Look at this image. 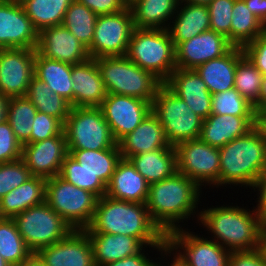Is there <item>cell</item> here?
<instances>
[{
    "label": "cell",
    "instance_id": "7402d4cb",
    "mask_svg": "<svg viewBox=\"0 0 266 266\" xmlns=\"http://www.w3.org/2000/svg\"><path fill=\"white\" fill-rule=\"evenodd\" d=\"M73 107H100L108 94L94 58L72 65Z\"/></svg>",
    "mask_w": 266,
    "mask_h": 266
},
{
    "label": "cell",
    "instance_id": "52a82bcc",
    "mask_svg": "<svg viewBox=\"0 0 266 266\" xmlns=\"http://www.w3.org/2000/svg\"><path fill=\"white\" fill-rule=\"evenodd\" d=\"M151 112L159 119L170 146L199 139L203 119L194 113L164 83L151 103Z\"/></svg>",
    "mask_w": 266,
    "mask_h": 266
},
{
    "label": "cell",
    "instance_id": "6f0895ef",
    "mask_svg": "<svg viewBox=\"0 0 266 266\" xmlns=\"http://www.w3.org/2000/svg\"><path fill=\"white\" fill-rule=\"evenodd\" d=\"M16 266H45V264L36 253H32L26 260Z\"/></svg>",
    "mask_w": 266,
    "mask_h": 266
},
{
    "label": "cell",
    "instance_id": "d4e9b609",
    "mask_svg": "<svg viewBox=\"0 0 266 266\" xmlns=\"http://www.w3.org/2000/svg\"><path fill=\"white\" fill-rule=\"evenodd\" d=\"M210 29L207 5L180 1L167 31L175 47Z\"/></svg>",
    "mask_w": 266,
    "mask_h": 266
},
{
    "label": "cell",
    "instance_id": "1f68e13d",
    "mask_svg": "<svg viewBox=\"0 0 266 266\" xmlns=\"http://www.w3.org/2000/svg\"><path fill=\"white\" fill-rule=\"evenodd\" d=\"M34 74L73 107L72 64L45 58L36 51Z\"/></svg>",
    "mask_w": 266,
    "mask_h": 266
},
{
    "label": "cell",
    "instance_id": "30bf717a",
    "mask_svg": "<svg viewBox=\"0 0 266 266\" xmlns=\"http://www.w3.org/2000/svg\"><path fill=\"white\" fill-rule=\"evenodd\" d=\"M12 219L32 253L59 242L73 230L46 202L30 207Z\"/></svg>",
    "mask_w": 266,
    "mask_h": 266
},
{
    "label": "cell",
    "instance_id": "e0dca14e",
    "mask_svg": "<svg viewBox=\"0 0 266 266\" xmlns=\"http://www.w3.org/2000/svg\"><path fill=\"white\" fill-rule=\"evenodd\" d=\"M45 266H96L85 230H72L65 238L36 253Z\"/></svg>",
    "mask_w": 266,
    "mask_h": 266
},
{
    "label": "cell",
    "instance_id": "f5cc1de1",
    "mask_svg": "<svg viewBox=\"0 0 266 266\" xmlns=\"http://www.w3.org/2000/svg\"><path fill=\"white\" fill-rule=\"evenodd\" d=\"M157 266H190L178 253L165 243L158 252ZM161 257V258H160ZM166 259V260H165ZM171 261H169V260ZM160 260V261H159ZM168 260V262H166ZM159 261V262H158ZM162 261V262H161ZM171 262V263H170ZM165 263V265H164ZM167 264V265H166Z\"/></svg>",
    "mask_w": 266,
    "mask_h": 266
},
{
    "label": "cell",
    "instance_id": "ba28073f",
    "mask_svg": "<svg viewBox=\"0 0 266 266\" xmlns=\"http://www.w3.org/2000/svg\"><path fill=\"white\" fill-rule=\"evenodd\" d=\"M98 197L67 182L59 175L46 179L45 202L73 230H84L91 223Z\"/></svg>",
    "mask_w": 266,
    "mask_h": 266
},
{
    "label": "cell",
    "instance_id": "681fc988",
    "mask_svg": "<svg viewBox=\"0 0 266 266\" xmlns=\"http://www.w3.org/2000/svg\"><path fill=\"white\" fill-rule=\"evenodd\" d=\"M84 4L97 15L115 14L125 9L128 4L124 0H76Z\"/></svg>",
    "mask_w": 266,
    "mask_h": 266
},
{
    "label": "cell",
    "instance_id": "7c38bea8",
    "mask_svg": "<svg viewBox=\"0 0 266 266\" xmlns=\"http://www.w3.org/2000/svg\"><path fill=\"white\" fill-rule=\"evenodd\" d=\"M134 28L129 6L115 14L98 15L93 41L87 49L89 57L126 55Z\"/></svg>",
    "mask_w": 266,
    "mask_h": 266
},
{
    "label": "cell",
    "instance_id": "d6a6232c",
    "mask_svg": "<svg viewBox=\"0 0 266 266\" xmlns=\"http://www.w3.org/2000/svg\"><path fill=\"white\" fill-rule=\"evenodd\" d=\"M68 152L88 173L98 176L106 186L122 158L118 144L109 149L68 150Z\"/></svg>",
    "mask_w": 266,
    "mask_h": 266
},
{
    "label": "cell",
    "instance_id": "603a6c76",
    "mask_svg": "<svg viewBox=\"0 0 266 266\" xmlns=\"http://www.w3.org/2000/svg\"><path fill=\"white\" fill-rule=\"evenodd\" d=\"M118 145L123 159L170 146L164 127L152 112L131 133L123 137Z\"/></svg>",
    "mask_w": 266,
    "mask_h": 266
},
{
    "label": "cell",
    "instance_id": "bcb514c9",
    "mask_svg": "<svg viewBox=\"0 0 266 266\" xmlns=\"http://www.w3.org/2000/svg\"><path fill=\"white\" fill-rule=\"evenodd\" d=\"M22 144L16 139L9 122L0 124V163L21 159Z\"/></svg>",
    "mask_w": 266,
    "mask_h": 266
},
{
    "label": "cell",
    "instance_id": "7a4b0ae2",
    "mask_svg": "<svg viewBox=\"0 0 266 266\" xmlns=\"http://www.w3.org/2000/svg\"><path fill=\"white\" fill-rule=\"evenodd\" d=\"M87 234L125 235L139 239L146 247H162L167 236L152 221L146 203L98 198Z\"/></svg>",
    "mask_w": 266,
    "mask_h": 266
},
{
    "label": "cell",
    "instance_id": "4dcf8cb0",
    "mask_svg": "<svg viewBox=\"0 0 266 266\" xmlns=\"http://www.w3.org/2000/svg\"><path fill=\"white\" fill-rule=\"evenodd\" d=\"M128 160L149 184L167 179L177 172L173 146L130 156Z\"/></svg>",
    "mask_w": 266,
    "mask_h": 266
},
{
    "label": "cell",
    "instance_id": "5b68a950",
    "mask_svg": "<svg viewBox=\"0 0 266 266\" xmlns=\"http://www.w3.org/2000/svg\"><path fill=\"white\" fill-rule=\"evenodd\" d=\"M95 61L108 93L137 97L152 103L163 84L126 55L100 57Z\"/></svg>",
    "mask_w": 266,
    "mask_h": 266
},
{
    "label": "cell",
    "instance_id": "9c48e42d",
    "mask_svg": "<svg viewBox=\"0 0 266 266\" xmlns=\"http://www.w3.org/2000/svg\"><path fill=\"white\" fill-rule=\"evenodd\" d=\"M63 131L68 150L109 149L118 144L100 107H72Z\"/></svg>",
    "mask_w": 266,
    "mask_h": 266
},
{
    "label": "cell",
    "instance_id": "d6986e66",
    "mask_svg": "<svg viewBox=\"0 0 266 266\" xmlns=\"http://www.w3.org/2000/svg\"><path fill=\"white\" fill-rule=\"evenodd\" d=\"M232 47L225 35L209 29L175 47L176 67L196 69L207 61L226 54Z\"/></svg>",
    "mask_w": 266,
    "mask_h": 266
},
{
    "label": "cell",
    "instance_id": "b9f144b4",
    "mask_svg": "<svg viewBox=\"0 0 266 266\" xmlns=\"http://www.w3.org/2000/svg\"><path fill=\"white\" fill-rule=\"evenodd\" d=\"M212 115L254 116V106L235 89L212 94Z\"/></svg>",
    "mask_w": 266,
    "mask_h": 266
},
{
    "label": "cell",
    "instance_id": "c3c4849f",
    "mask_svg": "<svg viewBox=\"0 0 266 266\" xmlns=\"http://www.w3.org/2000/svg\"><path fill=\"white\" fill-rule=\"evenodd\" d=\"M228 266H266L260 247L253 250L231 251Z\"/></svg>",
    "mask_w": 266,
    "mask_h": 266
},
{
    "label": "cell",
    "instance_id": "94428289",
    "mask_svg": "<svg viewBox=\"0 0 266 266\" xmlns=\"http://www.w3.org/2000/svg\"><path fill=\"white\" fill-rule=\"evenodd\" d=\"M192 4H204L208 5L212 0H180Z\"/></svg>",
    "mask_w": 266,
    "mask_h": 266
},
{
    "label": "cell",
    "instance_id": "2e32d148",
    "mask_svg": "<svg viewBox=\"0 0 266 266\" xmlns=\"http://www.w3.org/2000/svg\"><path fill=\"white\" fill-rule=\"evenodd\" d=\"M69 154L64 131L36 143L22 145V157L32 176L45 179L59 175L62 163Z\"/></svg>",
    "mask_w": 266,
    "mask_h": 266
},
{
    "label": "cell",
    "instance_id": "6125c7cd",
    "mask_svg": "<svg viewBox=\"0 0 266 266\" xmlns=\"http://www.w3.org/2000/svg\"><path fill=\"white\" fill-rule=\"evenodd\" d=\"M0 266H11L4 258L0 255Z\"/></svg>",
    "mask_w": 266,
    "mask_h": 266
},
{
    "label": "cell",
    "instance_id": "680465c9",
    "mask_svg": "<svg viewBox=\"0 0 266 266\" xmlns=\"http://www.w3.org/2000/svg\"><path fill=\"white\" fill-rule=\"evenodd\" d=\"M259 110H266V75L262 78V88L259 96Z\"/></svg>",
    "mask_w": 266,
    "mask_h": 266
},
{
    "label": "cell",
    "instance_id": "ffe728a7",
    "mask_svg": "<svg viewBox=\"0 0 266 266\" xmlns=\"http://www.w3.org/2000/svg\"><path fill=\"white\" fill-rule=\"evenodd\" d=\"M36 51L45 58L72 65L90 58L87 48L62 24L42 29L38 33Z\"/></svg>",
    "mask_w": 266,
    "mask_h": 266
},
{
    "label": "cell",
    "instance_id": "8d00e7d4",
    "mask_svg": "<svg viewBox=\"0 0 266 266\" xmlns=\"http://www.w3.org/2000/svg\"><path fill=\"white\" fill-rule=\"evenodd\" d=\"M97 17L84 4L74 0L65 12L62 25L88 49L93 41Z\"/></svg>",
    "mask_w": 266,
    "mask_h": 266
},
{
    "label": "cell",
    "instance_id": "7dc6e473",
    "mask_svg": "<svg viewBox=\"0 0 266 266\" xmlns=\"http://www.w3.org/2000/svg\"><path fill=\"white\" fill-rule=\"evenodd\" d=\"M244 55L263 74L266 75V31L245 45Z\"/></svg>",
    "mask_w": 266,
    "mask_h": 266
},
{
    "label": "cell",
    "instance_id": "f907efd6",
    "mask_svg": "<svg viewBox=\"0 0 266 266\" xmlns=\"http://www.w3.org/2000/svg\"><path fill=\"white\" fill-rule=\"evenodd\" d=\"M151 248H152V251H151ZM160 248L161 247H145L141 252H139L136 255L128 256L126 258H123L122 260L114 261L104 266H157V261H156L157 258L152 257L153 258L152 259L151 256H149V254L155 251L158 254Z\"/></svg>",
    "mask_w": 266,
    "mask_h": 266
},
{
    "label": "cell",
    "instance_id": "cb8c5ba5",
    "mask_svg": "<svg viewBox=\"0 0 266 266\" xmlns=\"http://www.w3.org/2000/svg\"><path fill=\"white\" fill-rule=\"evenodd\" d=\"M254 128V116L212 115L203 120L199 139L220 148Z\"/></svg>",
    "mask_w": 266,
    "mask_h": 266
},
{
    "label": "cell",
    "instance_id": "9f6ffc18",
    "mask_svg": "<svg viewBox=\"0 0 266 266\" xmlns=\"http://www.w3.org/2000/svg\"><path fill=\"white\" fill-rule=\"evenodd\" d=\"M10 98L0 93V124L7 120V111Z\"/></svg>",
    "mask_w": 266,
    "mask_h": 266
},
{
    "label": "cell",
    "instance_id": "74e56055",
    "mask_svg": "<svg viewBox=\"0 0 266 266\" xmlns=\"http://www.w3.org/2000/svg\"><path fill=\"white\" fill-rule=\"evenodd\" d=\"M36 113V107L26 96L10 98L7 121L16 139L22 145L31 143V132Z\"/></svg>",
    "mask_w": 266,
    "mask_h": 266
},
{
    "label": "cell",
    "instance_id": "ee69618b",
    "mask_svg": "<svg viewBox=\"0 0 266 266\" xmlns=\"http://www.w3.org/2000/svg\"><path fill=\"white\" fill-rule=\"evenodd\" d=\"M235 0H212L208 5L210 29L223 34L231 43L232 10Z\"/></svg>",
    "mask_w": 266,
    "mask_h": 266
},
{
    "label": "cell",
    "instance_id": "ac0fdd59",
    "mask_svg": "<svg viewBox=\"0 0 266 266\" xmlns=\"http://www.w3.org/2000/svg\"><path fill=\"white\" fill-rule=\"evenodd\" d=\"M38 33L22 4L0 0V49H36Z\"/></svg>",
    "mask_w": 266,
    "mask_h": 266
},
{
    "label": "cell",
    "instance_id": "9a60e30c",
    "mask_svg": "<svg viewBox=\"0 0 266 266\" xmlns=\"http://www.w3.org/2000/svg\"><path fill=\"white\" fill-rule=\"evenodd\" d=\"M100 108L118 143L151 112V103L137 97L108 93Z\"/></svg>",
    "mask_w": 266,
    "mask_h": 266
},
{
    "label": "cell",
    "instance_id": "91938a15",
    "mask_svg": "<svg viewBox=\"0 0 266 266\" xmlns=\"http://www.w3.org/2000/svg\"><path fill=\"white\" fill-rule=\"evenodd\" d=\"M260 249L266 258V222H263L261 228Z\"/></svg>",
    "mask_w": 266,
    "mask_h": 266
},
{
    "label": "cell",
    "instance_id": "7bdbcfd3",
    "mask_svg": "<svg viewBox=\"0 0 266 266\" xmlns=\"http://www.w3.org/2000/svg\"><path fill=\"white\" fill-rule=\"evenodd\" d=\"M32 177L22 159L0 163V199Z\"/></svg>",
    "mask_w": 266,
    "mask_h": 266
},
{
    "label": "cell",
    "instance_id": "f1b7e54d",
    "mask_svg": "<svg viewBox=\"0 0 266 266\" xmlns=\"http://www.w3.org/2000/svg\"><path fill=\"white\" fill-rule=\"evenodd\" d=\"M46 179L32 176L0 199V218H13L45 202Z\"/></svg>",
    "mask_w": 266,
    "mask_h": 266
},
{
    "label": "cell",
    "instance_id": "be15d7a7",
    "mask_svg": "<svg viewBox=\"0 0 266 266\" xmlns=\"http://www.w3.org/2000/svg\"><path fill=\"white\" fill-rule=\"evenodd\" d=\"M2 1L15 3V4H22L25 0H2Z\"/></svg>",
    "mask_w": 266,
    "mask_h": 266
},
{
    "label": "cell",
    "instance_id": "8992f818",
    "mask_svg": "<svg viewBox=\"0 0 266 266\" xmlns=\"http://www.w3.org/2000/svg\"><path fill=\"white\" fill-rule=\"evenodd\" d=\"M126 56L162 83L177 68L175 45L166 29L134 28Z\"/></svg>",
    "mask_w": 266,
    "mask_h": 266
},
{
    "label": "cell",
    "instance_id": "277c9868",
    "mask_svg": "<svg viewBox=\"0 0 266 266\" xmlns=\"http://www.w3.org/2000/svg\"><path fill=\"white\" fill-rule=\"evenodd\" d=\"M219 155L218 189H232L233 186L252 189L259 175L266 169V144L255 128L220 147Z\"/></svg>",
    "mask_w": 266,
    "mask_h": 266
},
{
    "label": "cell",
    "instance_id": "d590c367",
    "mask_svg": "<svg viewBox=\"0 0 266 266\" xmlns=\"http://www.w3.org/2000/svg\"><path fill=\"white\" fill-rule=\"evenodd\" d=\"M74 0H25L22 6L26 15L32 21L35 29H42L61 25L65 12Z\"/></svg>",
    "mask_w": 266,
    "mask_h": 266
},
{
    "label": "cell",
    "instance_id": "3957f363",
    "mask_svg": "<svg viewBox=\"0 0 266 266\" xmlns=\"http://www.w3.org/2000/svg\"><path fill=\"white\" fill-rule=\"evenodd\" d=\"M204 206L200 209L199 226L207 231V238L229 251L253 250L260 247L263 221L254 207L231 205ZM206 207V208H205ZM209 232V233H208ZM211 235V237L209 236Z\"/></svg>",
    "mask_w": 266,
    "mask_h": 266
},
{
    "label": "cell",
    "instance_id": "8fae6325",
    "mask_svg": "<svg viewBox=\"0 0 266 266\" xmlns=\"http://www.w3.org/2000/svg\"><path fill=\"white\" fill-rule=\"evenodd\" d=\"M177 172L186 175L201 189L217 188L220 170L219 148L200 139L188 140L175 147ZM212 187V188H210Z\"/></svg>",
    "mask_w": 266,
    "mask_h": 266
},
{
    "label": "cell",
    "instance_id": "f6af8a7d",
    "mask_svg": "<svg viewBox=\"0 0 266 266\" xmlns=\"http://www.w3.org/2000/svg\"><path fill=\"white\" fill-rule=\"evenodd\" d=\"M63 128L64 124L59 119L37 111L32 126L31 143L60 135Z\"/></svg>",
    "mask_w": 266,
    "mask_h": 266
},
{
    "label": "cell",
    "instance_id": "ab89813d",
    "mask_svg": "<svg viewBox=\"0 0 266 266\" xmlns=\"http://www.w3.org/2000/svg\"><path fill=\"white\" fill-rule=\"evenodd\" d=\"M262 78L263 74L245 55L237 62L234 88L254 106L255 111H259Z\"/></svg>",
    "mask_w": 266,
    "mask_h": 266
},
{
    "label": "cell",
    "instance_id": "e575fe53",
    "mask_svg": "<svg viewBox=\"0 0 266 266\" xmlns=\"http://www.w3.org/2000/svg\"><path fill=\"white\" fill-rule=\"evenodd\" d=\"M26 97L36 107L38 112L55 117L63 124L72 108L67 100L53 93L46 83L35 76L29 84Z\"/></svg>",
    "mask_w": 266,
    "mask_h": 266
},
{
    "label": "cell",
    "instance_id": "f35d334b",
    "mask_svg": "<svg viewBox=\"0 0 266 266\" xmlns=\"http://www.w3.org/2000/svg\"><path fill=\"white\" fill-rule=\"evenodd\" d=\"M32 252L26 246L12 218H0V255L11 266L19 265Z\"/></svg>",
    "mask_w": 266,
    "mask_h": 266
},
{
    "label": "cell",
    "instance_id": "836d02e7",
    "mask_svg": "<svg viewBox=\"0 0 266 266\" xmlns=\"http://www.w3.org/2000/svg\"><path fill=\"white\" fill-rule=\"evenodd\" d=\"M231 18V44L235 47L243 48L266 31L244 0H235Z\"/></svg>",
    "mask_w": 266,
    "mask_h": 266
},
{
    "label": "cell",
    "instance_id": "f546056e",
    "mask_svg": "<svg viewBox=\"0 0 266 266\" xmlns=\"http://www.w3.org/2000/svg\"><path fill=\"white\" fill-rule=\"evenodd\" d=\"M180 0H130L135 28L167 29Z\"/></svg>",
    "mask_w": 266,
    "mask_h": 266
},
{
    "label": "cell",
    "instance_id": "60d3db41",
    "mask_svg": "<svg viewBox=\"0 0 266 266\" xmlns=\"http://www.w3.org/2000/svg\"><path fill=\"white\" fill-rule=\"evenodd\" d=\"M59 176L78 188L92 192L98 198L106 194L107 186L99 177L88 173L70 154L64 159Z\"/></svg>",
    "mask_w": 266,
    "mask_h": 266
},
{
    "label": "cell",
    "instance_id": "83f0119b",
    "mask_svg": "<svg viewBox=\"0 0 266 266\" xmlns=\"http://www.w3.org/2000/svg\"><path fill=\"white\" fill-rule=\"evenodd\" d=\"M90 238L96 266L136 255L146 246L137 238L125 235L87 234Z\"/></svg>",
    "mask_w": 266,
    "mask_h": 266
},
{
    "label": "cell",
    "instance_id": "816d5d0a",
    "mask_svg": "<svg viewBox=\"0 0 266 266\" xmlns=\"http://www.w3.org/2000/svg\"><path fill=\"white\" fill-rule=\"evenodd\" d=\"M251 192L256 193L254 197L257 195L255 200L256 206L253 205V207L262 221L266 222V169L257 178Z\"/></svg>",
    "mask_w": 266,
    "mask_h": 266
},
{
    "label": "cell",
    "instance_id": "5bb4252c",
    "mask_svg": "<svg viewBox=\"0 0 266 266\" xmlns=\"http://www.w3.org/2000/svg\"><path fill=\"white\" fill-rule=\"evenodd\" d=\"M36 49H0V93L9 98L24 97L34 74Z\"/></svg>",
    "mask_w": 266,
    "mask_h": 266
},
{
    "label": "cell",
    "instance_id": "4316f807",
    "mask_svg": "<svg viewBox=\"0 0 266 266\" xmlns=\"http://www.w3.org/2000/svg\"><path fill=\"white\" fill-rule=\"evenodd\" d=\"M244 56L241 47L233 46L221 57L207 61L195 70L206 83L211 94L234 88L237 62Z\"/></svg>",
    "mask_w": 266,
    "mask_h": 266
},
{
    "label": "cell",
    "instance_id": "db71d44e",
    "mask_svg": "<svg viewBox=\"0 0 266 266\" xmlns=\"http://www.w3.org/2000/svg\"><path fill=\"white\" fill-rule=\"evenodd\" d=\"M248 9L266 27V0H244Z\"/></svg>",
    "mask_w": 266,
    "mask_h": 266
},
{
    "label": "cell",
    "instance_id": "4fadbf2b",
    "mask_svg": "<svg viewBox=\"0 0 266 266\" xmlns=\"http://www.w3.org/2000/svg\"><path fill=\"white\" fill-rule=\"evenodd\" d=\"M188 226L170 232L166 243L190 266H228L231 251Z\"/></svg>",
    "mask_w": 266,
    "mask_h": 266
},
{
    "label": "cell",
    "instance_id": "44dd1931",
    "mask_svg": "<svg viewBox=\"0 0 266 266\" xmlns=\"http://www.w3.org/2000/svg\"><path fill=\"white\" fill-rule=\"evenodd\" d=\"M164 84L203 120L211 114L212 94L195 69L176 68Z\"/></svg>",
    "mask_w": 266,
    "mask_h": 266
},
{
    "label": "cell",
    "instance_id": "6da1fadb",
    "mask_svg": "<svg viewBox=\"0 0 266 266\" xmlns=\"http://www.w3.org/2000/svg\"><path fill=\"white\" fill-rule=\"evenodd\" d=\"M202 193L204 195L193 180L176 172L167 179L149 185L146 207L152 221L167 236L174 230L184 228L191 216L192 221L196 218L199 220L198 205L202 203Z\"/></svg>",
    "mask_w": 266,
    "mask_h": 266
},
{
    "label": "cell",
    "instance_id": "484cf974",
    "mask_svg": "<svg viewBox=\"0 0 266 266\" xmlns=\"http://www.w3.org/2000/svg\"><path fill=\"white\" fill-rule=\"evenodd\" d=\"M149 185L128 159L121 158L107 185L105 195L123 201L146 203Z\"/></svg>",
    "mask_w": 266,
    "mask_h": 266
},
{
    "label": "cell",
    "instance_id": "11a10c76",
    "mask_svg": "<svg viewBox=\"0 0 266 266\" xmlns=\"http://www.w3.org/2000/svg\"><path fill=\"white\" fill-rule=\"evenodd\" d=\"M254 128L260 133L262 140L266 144V110L255 111Z\"/></svg>",
    "mask_w": 266,
    "mask_h": 266
}]
</instances>
